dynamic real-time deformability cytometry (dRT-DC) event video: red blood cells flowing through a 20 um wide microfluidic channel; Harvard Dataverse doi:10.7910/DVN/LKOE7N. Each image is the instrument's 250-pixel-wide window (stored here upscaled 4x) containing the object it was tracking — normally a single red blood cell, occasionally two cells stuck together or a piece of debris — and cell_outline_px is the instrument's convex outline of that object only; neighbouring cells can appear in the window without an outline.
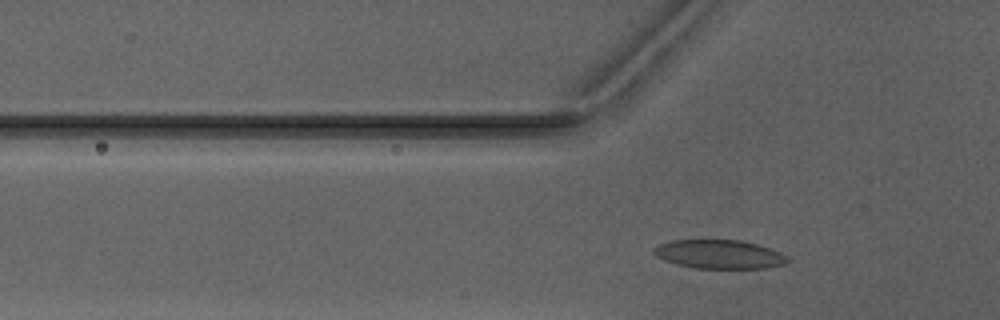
{"species": "Egyptian fruit bat (a non-hibernating species)", "species_latin": "Rousettus aegyptiacus", "temperature_condition": "warm", "stored_images_in_passage": 7, "camera_frame_rate_fps": 3000, "um_per_image_px": 0.085, "animal": {"sex": "male"}, "frame": {"image": 1, "passage_image": 7, "time_ms": 8.667, "image_size_px": [1000, 320], "cell_outline_px": [[792, 260], [784, 264], [764, 268], [696, 268], [676, 264], [664, 260], [656, 256], [652, 252], [652, 248], [668, 240], [740, 240], [756, 244], [780, 252], [788, 256]], "centroid_in_image_um": [61.12, 21.61], "position_along_channel_um": 64.7, "area_um2": 22.48}}